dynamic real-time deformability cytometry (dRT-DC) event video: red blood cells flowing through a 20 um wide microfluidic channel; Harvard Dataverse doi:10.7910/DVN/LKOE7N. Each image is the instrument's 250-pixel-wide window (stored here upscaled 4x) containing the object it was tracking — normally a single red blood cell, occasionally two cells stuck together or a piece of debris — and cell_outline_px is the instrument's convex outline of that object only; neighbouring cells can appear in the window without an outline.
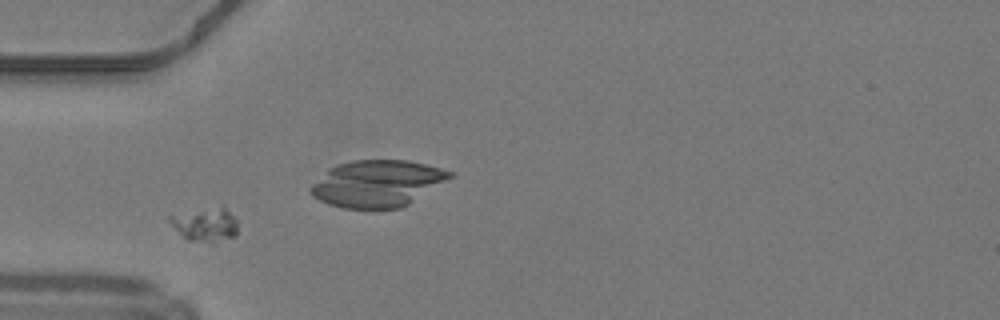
{"species": "common noctule bat (a hibernating species)", "species_latin": "Nyctalus noctula", "temperature_condition": "warm", "stored_images_in_passage": 49, "camera_frame_rate_fps": 3000, "um_per_image_px": 0.085, "animal": {"sex": "male", "body_mass_g": 19.2, "forearm_length_mm": 51.8}, "frame": {"image": 1, "passage_image": 15, "time_ms": 4.667, "image_size_px": [1000, 320], "cell_outline_px": [[236, 236], [212, 244], [188, 240], [168, 220], [168, 216], [220, 204], [224, 204], [236, 220]], "centroid_in_image_um": [17.51, 19.06], "position_along_channel_um": 67.5, "area_um2": 13.64}}